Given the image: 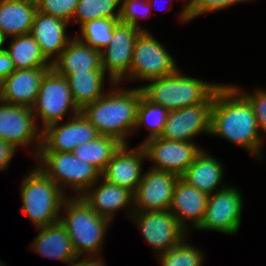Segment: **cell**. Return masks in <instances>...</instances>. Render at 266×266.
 <instances>
[{"label": "cell", "mask_w": 266, "mask_h": 266, "mask_svg": "<svg viewBox=\"0 0 266 266\" xmlns=\"http://www.w3.org/2000/svg\"><path fill=\"white\" fill-rule=\"evenodd\" d=\"M259 133L260 129L249 101L236 86L221 84L214 91L210 134L222 136L259 157L262 140Z\"/></svg>", "instance_id": "obj_1"}, {"label": "cell", "mask_w": 266, "mask_h": 266, "mask_svg": "<svg viewBox=\"0 0 266 266\" xmlns=\"http://www.w3.org/2000/svg\"><path fill=\"white\" fill-rule=\"evenodd\" d=\"M114 89L86 105L80 112L96 128L99 135L111 136L126 144L127 134L130 135V131L136 126L142 89Z\"/></svg>", "instance_id": "obj_2"}, {"label": "cell", "mask_w": 266, "mask_h": 266, "mask_svg": "<svg viewBox=\"0 0 266 266\" xmlns=\"http://www.w3.org/2000/svg\"><path fill=\"white\" fill-rule=\"evenodd\" d=\"M149 82L141 87L143 95L168 112L204 102L220 86L182 75L178 69Z\"/></svg>", "instance_id": "obj_3"}, {"label": "cell", "mask_w": 266, "mask_h": 266, "mask_svg": "<svg viewBox=\"0 0 266 266\" xmlns=\"http://www.w3.org/2000/svg\"><path fill=\"white\" fill-rule=\"evenodd\" d=\"M62 206L67 210V218L60 217V222L66 227L77 257L83 252L96 257L111 221L98 215L79 195L65 197Z\"/></svg>", "instance_id": "obj_4"}, {"label": "cell", "mask_w": 266, "mask_h": 266, "mask_svg": "<svg viewBox=\"0 0 266 266\" xmlns=\"http://www.w3.org/2000/svg\"><path fill=\"white\" fill-rule=\"evenodd\" d=\"M21 189V209L36 227L60 221L59 212L65 199L63 189L59 188L39 166L24 178Z\"/></svg>", "instance_id": "obj_5"}, {"label": "cell", "mask_w": 266, "mask_h": 266, "mask_svg": "<svg viewBox=\"0 0 266 266\" xmlns=\"http://www.w3.org/2000/svg\"><path fill=\"white\" fill-rule=\"evenodd\" d=\"M40 169L60 188L68 186L83 194L97 184L101 173L72 152H37ZM63 184V185H62Z\"/></svg>", "instance_id": "obj_6"}, {"label": "cell", "mask_w": 266, "mask_h": 266, "mask_svg": "<svg viewBox=\"0 0 266 266\" xmlns=\"http://www.w3.org/2000/svg\"><path fill=\"white\" fill-rule=\"evenodd\" d=\"M72 107L74 116L80 110L74 104L68 81L64 76L58 74L53 68L49 69L43 76L36 101L32 112H37L43 122V129L48 125L60 122L68 109Z\"/></svg>", "instance_id": "obj_7"}, {"label": "cell", "mask_w": 266, "mask_h": 266, "mask_svg": "<svg viewBox=\"0 0 266 266\" xmlns=\"http://www.w3.org/2000/svg\"><path fill=\"white\" fill-rule=\"evenodd\" d=\"M176 70L175 60L165 47L147 31L141 32L135 40L129 77L149 81Z\"/></svg>", "instance_id": "obj_8"}, {"label": "cell", "mask_w": 266, "mask_h": 266, "mask_svg": "<svg viewBox=\"0 0 266 266\" xmlns=\"http://www.w3.org/2000/svg\"><path fill=\"white\" fill-rule=\"evenodd\" d=\"M209 195L205 215L199 230H216L235 234L239 230L243 201L235 188L223 187Z\"/></svg>", "instance_id": "obj_9"}, {"label": "cell", "mask_w": 266, "mask_h": 266, "mask_svg": "<svg viewBox=\"0 0 266 266\" xmlns=\"http://www.w3.org/2000/svg\"><path fill=\"white\" fill-rule=\"evenodd\" d=\"M214 92L195 105L169 111L161 138L171 141L189 142L198 133L210 134L211 108Z\"/></svg>", "instance_id": "obj_10"}, {"label": "cell", "mask_w": 266, "mask_h": 266, "mask_svg": "<svg viewBox=\"0 0 266 266\" xmlns=\"http://www.w3.org/2000/svg\"><path fill=\"white\" fill-rule=\"evenodd\" d=\"M146 158L154 162L152 169L181 176L194 162L201 149L193 142L166 140L161 137L145 140L142 144Z\"/></svg>", "instance_id": "obj_11"}, {"label": "cell", "mask_w": 266, "mask_h": 266, "mask_svg": "<svg viewBox=\"0 0 266 266\" xmlns=\"http://www.w3.org/2000/svg\"><path fill=\"white\" fill-rule=\"evenodd\" d=\"M141 32L132 25L118 22L110 44L101 51L102 69L109 72L113 86L130 73L135 40Z\"/></svg>", "instance_id": "obj_12"}, {"label": "cell", "mask_w": 266, "mask_h": 266, "mask_svg": "<svg viewBox=\"0 0 266 266\" xmlns=\"http://www.w3.org/2000/svg\"><path fill=\"white\" fill-rule=\"evenodd\" d=\"M97 136L96 128L80 112L66 124L58 125L56 122L43 129L39 152H72Z\"/></svg>", "instance_id": "obj_13"}, {"label": "cell", "mask_w": 266, "mask_h": 266, "mask_svg": "<svg viewBox=\"0 0 266 266\" xmlns=\"http://www.w3.org/2000/svg\"><path fill=\"white\" fill-rule=\"evenodd\" d=\"M134 213L144 238L155 250H160L159 253L172 249L185 239V229L170 210Z\"/></svg>", "instance_id": "obj_14"}, {"label": "cell", "mask_w": 266, "mask_h": 266, "mask_svg": "<svg viewBox=\"0 0 266 266\" xmlns=\"http://www.w3.org/2000/svg\"><path fill=\"white\" fill-rule=\"evenodd\" d=\"M180 176L172 172L150 169L144 173L137 186L134 196L136 211L169 210L172 203L173 191Z\"/></svg>", "instance_id": "obj_15"}, {"label": "cell", "mask_w": 266, "mask_h": 266, "mask_svg": "<svg viewBox=\"0 0 266 266\" xmlns=\"http://www.w3.org/2000/svg\"><path fill=\"white\" fill-rule=\"evenodd\" d=\"M0 102V139L12 144L16 149L19 145L27 146L34 142V139H38L40 143L36 148L39 152L42 132L39 133L34 123L36 119L32 108L13 105L3 100Z\"/></svg>", "instance_id": "obj_16"}, {"label": "cell", "mask_w": 266, "mask_h": 266, "mask_svg": "<svg viewBox=\"0 0 266 266\" xmlns=\"http://www.w3.org/2000/svg\"><path fill=\"white\" fill-rule=\"evenodd\" d=\"M126 145L122 144L114 153L101 173V177L134 193L143 176L141 175L142 159L147 156L142 145L129 151Z\"/></svg>", "instance_id": "obj_17"}, {"label": "cell", "mask_w": 266, "mask_h": 266, "mask_svg": "<svg viewBox=\"0 0 266 266\" xmlns=\"http://www.w3.org/2000/svg\"><path fill=\"white\" fill-rule=\"evenodd\" d=\"M51 68L14 70L0 83V100L32 108L45 73Z\"/></svg>", "instance_id": "obj_18"}, {"label": "cell", "mask_w": 266, "mask_h": 266, "mask_svg": "<svg viewBox=\"0 0 266 266\" xmlns=\"http://www.w3.org/2000/svg\"><path fill=\"white\" fill-rule=\"evenodd\" d=\"M52 68L65 78L74 72H104L101 52L78 38L70 40L58 59L52 61Z\"/></svg>", "instance_id": "obj_19"}, {"label": "cell", "mask_w": 266, "mask_h": 266, "mask_svg": "<svg viewBox=\"0 0 266 266\" xmlns=\"http://www.w3.org/2000/svg\"><path fill=\"white\" fill-rule=\"evenodd\" d=\"M208 197V194L179 178L174 187L169 210L185 230L186 219H192L193 227L197 228L204 218Z\"/></svg>", "instance_id": "obj_20"}, {"label": "cell", "mask_w": 266, "mask_h": 266, "mask_svg": "<svg viewBox=\"0 0 266 266\" xmlns=\"http://www.w3.org/2000/svg\"><path fill=\"white\" fill-rule=\"evenodd\" d=\"M68 23L60 18L36 12L30 34L34 37L45 58H58L71 39L66 36Z\"/></svg>", "instance_id": "obj_21"}, {"label": "cell", "mask_w": 266, "mask_h": 266, "mask_svg": "<svg viewBox=\"0 0 266 266\" xmlns=\"http://www.w3.org/2000/svg\"><path fill=\"white\" fill-rule=\"evenodd\" d=\"M40 233L36 236L33 249L42 256L59 259L72 264L77 257L66 227L60 222L38 227Z\"/></svg>", "instance_id": "obj_22"}, {"label": "cell", "mask_w": 266, "mask_h": 266, "mask_svg": "<svg viewBox=\"0 0 266 266\" xmlns=\"http://www.w3.org/2000/svg\"><path fill=\"white\" fill-rule=\"evenodd\" d=\"M97 189L79 194L85 202L100 216L111 221L113 213L134 203L133 192L103 179Z\"/></svg>", "instance_id": "obj_23"}, {"label": "cell", "mask_w": 266, "mask_h": 266, "mask_svg": "<svg viewBox=\"0 0 266 266\" xmlns=\"http://www.w3.org/2000/svg\"><path fill=\"white\" fill-rule=\"evenodd\" d=\"M37 4L18 0H0V32L5 36L29 34Z\"/></svg>", "instance_id": "obj_24"}, {"label": "cell", "mask_w": 266, "mask_h": 266, "mask_svg": "<svg viewBox=\"0 0 266 266\" xmlns=\"http://www.w3.org/2000/svg\"><path fill=\"white\" fill-rule=\"evenodd\" d=\"M222 176L221 163L201 150L180 178L188 185L210 195L221 183Z\"/></svg>", "instance_id": "obj_25"}, {"label": "cell", "mask_w": 266, "mask_h": 266, "mask_svg": "<svg viewBox=\"0 0 266 266\" xmlns=\"http://www.w3.org/2000/svg\"><path fill=\"white\" fill-rule=\"evenodd\" d=\"M13 61L15 70L31 68H52L40 50V46L29 33L14 36L9 49H6Z\"/></svg>", "instance_id": "obj_26"}, {"label": "cell", "mask_w": 266, "mask_h": 266, "mask_svg": "<svg viewBox=\"0 0 266 266\" xmlns=\"http://www.w3.org/2000/svg\"><path fill=\"white\" fill-rule=\"evenodd\" d=\"M104 77L105 72H74L66 77L74 104L80 111L105 94Z\"/></svg>", "instance_id": "obj_27"}, {"label": "cell", "mask_w": 266, "mask_h": 266, "mask_svg": "<svg viewBox=\"0 0 266 266\" xmlns=\"http://www.w3.org/2000/svg\"><path fill=\"white\" fill-rule=\"evenodd\" d=\"M121 145L122 143L116 138L99 135L95 139L76 147L72 153L81 161L91 164L102 173Z\"/></svg>", "instance_id": "obj_28"}, {"label": "cell", "mask_w": 266, "mask_h": 266, "mask_svg": "<svg viewBox=\"0 0 266 266\" xmlns=\"http://www.w3.org/2000/svg\"><path fill=\"white\" fill-rule=\"evenodd\" d=\"M168 111L161 105L152 103L142 93L137 108V122L135 128L141 127L143 124L150 131L146 140L160 137L163 133Z\"/></svg>", "instance_id": "obj_29"}, {"label": "cell", "mask_w": 266, "mask_h": 266, "mask_svg": "<svg viewBox=\"0 0 266 266\" xmlns=\"http://www.w3.org/2000/svg\"><path fill=\"white\" fill-rule=\"evenodd\" d=\"M118 22L119 19L108 18L87 21L81 25L82 37L78 36V39L101 52L110 44L113 29Z\"/></svg>", "instance_id": "obj_30"}, {"label": "cell", "mask_w": 266, "mask_h": 266, "mask_svg": "<svg viewBox=\"0 0 266 266\" xmlns=\"http://www.w3.org/2000/svg\"><path fill=\"white\" fill-rule=\"evenodd\" d=\"M121 0H79L74 14L80 25L90 20L97 19H120V8L118 13L114 10L121 5Z\"/></svg>", "instance_id": "obj_31"}, {"label": "cell", "mask_w": 266, "mask_h": 266, "mask_svg": "<svg viewBox=\"0 0 266 266\" xmlns=\"http://www.w3.org/2000/svg\"><path fill=\"white\" fill-rule=\"evenodd\" d=\"M159 254L162 266H201L203 262L200 251L183 240L172 249Z\"/></svg>", "instance_id": "obj_32"}, {"label": "cell", "mask_w": 266, "mask_h": 266, "mask_svg": "<svg viewBox=\"0 0 266 266\" xmlns=\"http://www.w3.org/2000/svg\"><path fill=\"white\" fill-rule=\"evenodd\" d=\"M79 0H39L37 10L67 23L74 17Z\"/></svg>", "instance_id": "obj_33"}, {"label": "cell", "mask_w": 266, "mask_h": 266, "mask_svg": "<svg viewBox=\"0 0 266 266\" xmlns=\"http://www.w3.org/2000/svg\"><path fill=\"white\" fill-rule=\"evenodd\" d=\"M139 1L140 0H121L122 5L119 6L120 7V19H119V22L124 23V24L132 25L135 28L141 30L142 32H145V30H143L137 24V22H138L137 21V19H138L137 17H139V16H140V18L141 17H145V16H141L138 13V12H140V10H138V9H141L146 14L148 12L147 10L151 9L154 5H153L152 0H145L142 3L139 2ZM140 3H141V5H140V8H139L138 4H140ZM146 15H148V14H146Z\"/></svg>", "instance_id": "obj_34"}, {"label": "cell", "mask_w": 266, "mask_h": 266, "mask_svg": "<svg viewBox=\"0 0 266 266\" xmlns=\"http://www.w3.org/2000/svg\"><path fill=\"white\" fill-rule=\"evenodd\" d=\"M251 104L260 132L266 133V91L258 90L254 94L240 92Z\"/></svg>", "instance_id": "obj_35"}, {"label": "cell", "mask_w": 266, "mask_h": 266, "mask_svg": "<svg viewBox=\"0 0 266 266\" xmlns=\"http://www.w3.org/2000/svg\"><path fill=\"white\" fill-rule=\"evenodd\" d=\"M248 0H198L195 8L189 13V20L197 17L200 14L217 11L237 2H243Z\"/></svg>", "instance_id": "obj_36"}, {"label": "cell", "mask_w": 266, "mask_h": 266, "mask_svg": "<svg viewBox=\"0 0 266 266\" xmlns=\"http://www.w3.org/2000/svg\"><path fill=\"white\" fill-rule=\"evenodd\" d=\"M14 70L13 61L6 49L0 50V83Z\"/></svg>", "instance_id": "obj_37"}, {"label": "cell", "mask_w": 266, "mask_h": 266, "mask_svg": "<svg viewBox=\"0 0 266 266\" xmlns=\"http://www.w3.org/2000/svg\"><path fill=\"white\" fill-rule=\"evenodd\" d=\"M15 151L16 148L12 144L0 139V170L4 171L7 168Z\"/></svg>", "instance_id": "obj_38"}, {"label": "cell", "mask_w": 266, "mask_h": 266, "mask_svg": "<svg viewBox=\"0 0 266 266\" xmlns=\"http://www.w3.org/2000/svg\"><path fill=\"white\" fill-rule=\"evenodd\" d=\"M76 260L69 266H105L102 260H98L97 257L94 259L93 255L92 258H85L83 260H79V262H76Z\"/></svg>", "instance_id": "obj_39"}, {"label": "cell", "mask_w": 266, "mask_h": 266, "mask_svg": "<svg viewBox=\"0 0 266 266\" xmlns=\"http://www.w3.org/2000/svg\"><path fill=\"white\" fill-rule=\"evenodd\" d=\"M198 0H189V3L184 7L182 12H180V18L184 22L189 21V13L195 8Z\"/></svg>", "instance_id": "obj_40"}, {"label": "cell", "mask_w": 266, "mask_h": 266, "mask_svg": "<svg viewBox=\"0 0 266 266\" xmlns=\"http://www.w3.org/2000/svg\"><path fill=\"white\" fill-rule=\"evenodd\" d=\"M6 37L0 32V50H3V43L5 42Z\"/></svg>", "instance_id": "obj_41"}, {"label": "cell", "mask_w": 266, "mask_h": 266, "mask_svg": "<svg viewBox=\"0 0 266 266\" xmlns=\"http://www.w3.org/2000/svg\"><path fill=\"white\" fill-rule=\"evenodd\" d=\"M18 1L37 4L39 0H18Z\"/></svg>", "instance_id": "obj_42"}, {"label": "cell", "mask_w": 266, "mask_h": 266, "mask_svg": "<svg viewBox=\"0 0 266 266\" xmlns=\"http://www.w3.org/2000/svg\"><path fill=\"white\" fill-rule=\"evenodd\" d=\"M0 266H5V265L3 264V262L0 261Z\"/></svg>", "instance_id": "obj_43"}]
</instances>
